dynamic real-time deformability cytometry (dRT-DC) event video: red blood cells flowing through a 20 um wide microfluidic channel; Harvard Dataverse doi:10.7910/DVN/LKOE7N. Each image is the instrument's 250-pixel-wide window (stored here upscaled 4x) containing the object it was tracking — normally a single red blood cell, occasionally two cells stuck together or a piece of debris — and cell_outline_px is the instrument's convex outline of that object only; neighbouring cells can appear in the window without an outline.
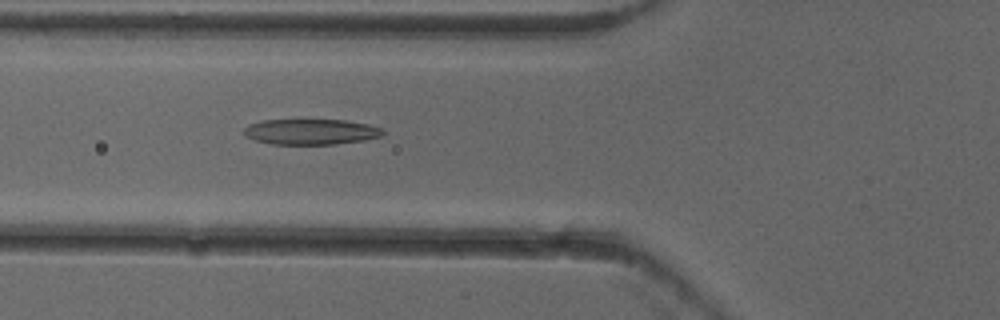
{"species": "common noctule bat (a hibernating species)", "species_latin": "Nyctalus noctula", "temperature_condition": "cold", "stored_images_in_passage": 53, "camera_frame_rate_fps": 3000, "um_per_image_px": 0.085, "animal": {"sex": "female"}, "frame": {"image": 1, "passage_image": 20, "time_ms": 6.333, "image_size_px": [1000, 320], "cell_outline_px": [[384, 132], [380, 136], [364, 140], [336, 144], [272, 144], [256, 140], [244, 136], [244, 128], [248, 124], [264, 120], [344, 120], [368, 124], [380, 128]], "centroid_in_image_um": [26.39, 11.2], "position_along_channel_um": 99.4, "area_um2": 20.58}}
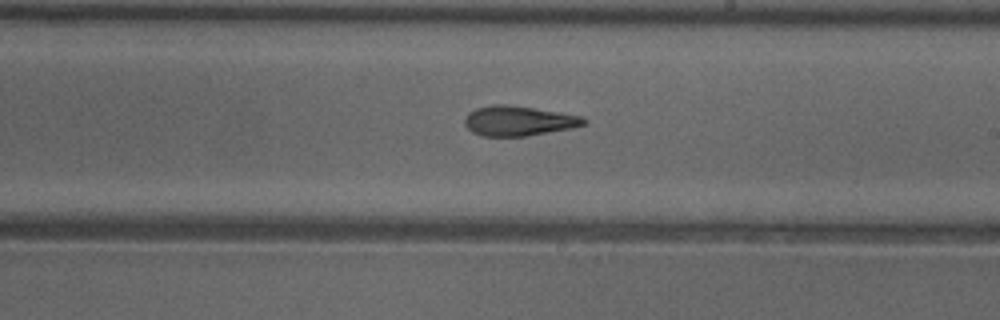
{"frame": {"image": 2, "passage_image": 31, "time_ms": 10.0, "image_size_px": [1000, 320], "cell_outline_px": [[588, 120], [584, 124], [572, 128], [528, 136], [480, 136], [472, 132], [464, 124], [464, 120], [468, 112], [476, 108], [492, 104], [504, 104], [532, 108], [580, 116]], "centroid_in_image_um": [44.02, 10.28], "position_along_channel_um": 245.0, "area_um2": 20.63}}
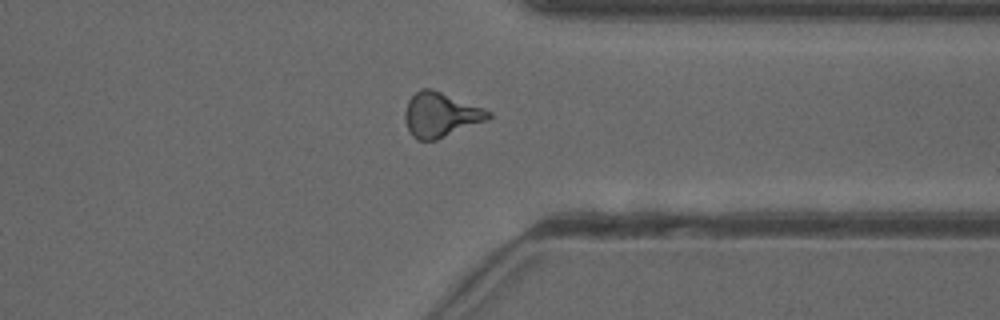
{"frame": {"image": 3, "passage_image": 41, "time_ms": 13.333, "image_size_px": [1000, 320], "cell_outline_px": [[492, 116], [488, 120], [436, 140], [416, 140], [408, 132], [404, 120], [404, 112], [408, 100], [420, 88], [428, 88], [440, 92], [484, 108], [492, 112]], "centroid_in_image_um": [37.43, 9.77], "position_along_channel_um": 374.0, "area_um2": 21.73}, "authors_computed_cell_mechanics": {"area_um2": 20.9814, "velocity_mm_per_s": 3.9465, "shape_relaxation_time_tau1_ms": 4.5184, "shape_relaxation_time_tau2_ms": 3.4647, "deformation_change_tau1": 0.1628, "deformation_change_tau2": 0.1475}}